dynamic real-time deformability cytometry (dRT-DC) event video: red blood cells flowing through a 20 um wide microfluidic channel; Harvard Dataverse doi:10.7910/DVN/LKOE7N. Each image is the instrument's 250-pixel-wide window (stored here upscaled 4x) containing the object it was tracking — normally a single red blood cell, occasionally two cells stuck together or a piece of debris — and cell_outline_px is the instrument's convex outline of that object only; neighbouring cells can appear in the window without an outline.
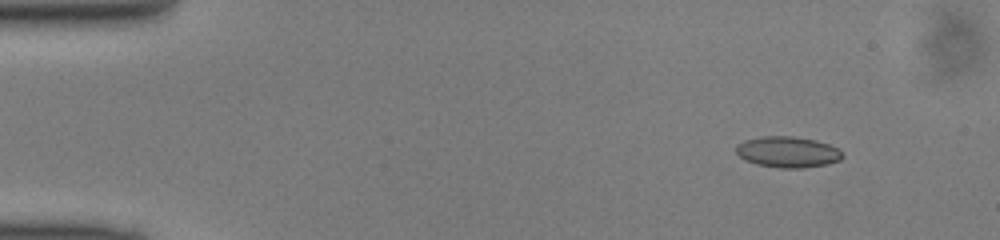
{"species": "common noctule bat (a hibernating species)", "species_latin": "Nyctalus noctula", "temperature_condition": "cold", "stored_images_in_passage": 48, "camera_frame_rate_fps": 3000, "um_per_image_px": 0.085, "animal": {"sex": "male", "body_mass_g": 13.0, "forearm_length_mm": 53.1}, "frame": {"image": 1, "passage_image": 4, "time_ms": 1.0, "image_size_px": [1000, 240], "cell_outline_px": [[844, 156], [840, 160], [828, 164], [804, 168], [780, 168], [756, 164], [744, 160], [736, 152], [736, 144], [744, 140], [764, 136], [792, 136], [816, 140], [828, 144], [844, 152]], "centroid_in_image_um": [66.96, 12.92], "position_along_channel_um": 18.0, "area_um2": 19.36}}
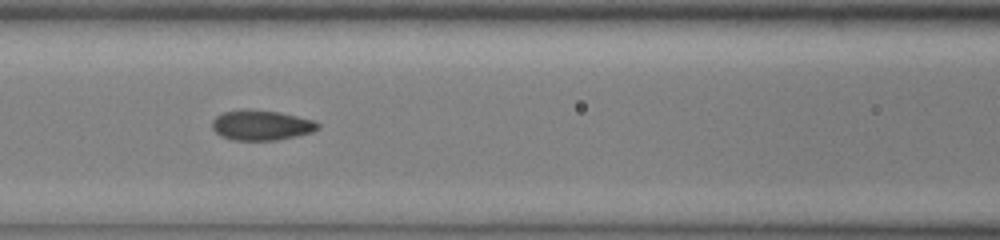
{"frame": {"image": 2, "passage_image": 20, "time_ms": 6.333, "image_size_px": [1000, 240], "cell_outline_px": [[320, 128], [312, 132], [296, 136], [276, 140], [232, 140], [220, 136], [212, 128], [212, 120], [216, 116], [224, 112], [280, 112], [312, 120], [320, 124]], "centroid_in_image_um": [22.23, 10.69], "position_along_channel_um": 144.4, "area_um2": 17.86}}
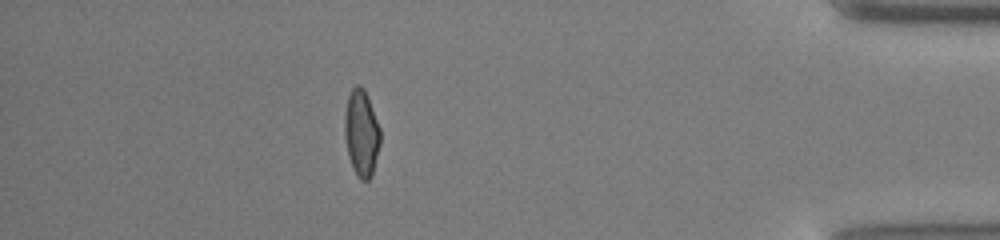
{"frame": {"image": 3, "passage_image": 42, "time_ms": 13.667, "image_size_px": [1000, 240], "cell_outline_px": [[380, 144], [372, 176], [368, 180], [360, 180], [348, 156], [344, 136], [344, 112], [348, 96], [352, 88], [356, 84], [360, 84], [364, 88], [368, 96], [380, 128]], "centroid_in_image_um": [30.71, 11.27], "position_along_channel_um": 404.5, "area_um2": 18.15}}